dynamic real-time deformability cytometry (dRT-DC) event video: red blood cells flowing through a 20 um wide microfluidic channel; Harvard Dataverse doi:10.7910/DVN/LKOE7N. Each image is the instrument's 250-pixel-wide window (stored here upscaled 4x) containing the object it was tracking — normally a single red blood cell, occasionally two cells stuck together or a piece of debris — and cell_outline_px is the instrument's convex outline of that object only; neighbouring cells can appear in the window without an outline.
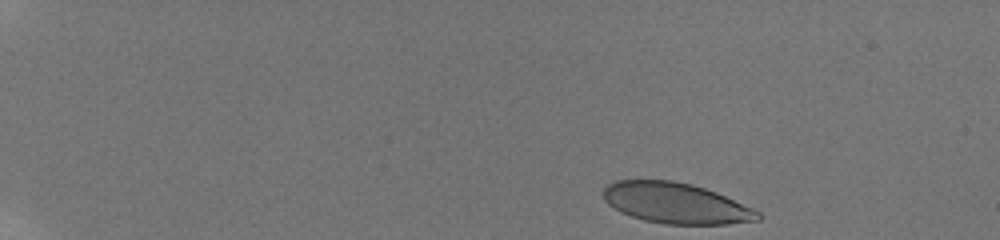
{"species": "human", "species_latin": "Homo sapiens", "temperature_condition": "room temperature", "stored_images_in_passage": 69, "camera_frame_rate_fps": 3000, "um_per_image_px": 0.085, "donor": {"sex": "male"}, "frame": {"image": 1, "passage_image": 1, "time_ms": 0.0, "image_size_px": [1000, 240], "cell_outline_px": [[764, 216], [760, 220], [728, 224], [664, 224], [644, 220], [620, 212], [608, 204], [604, 200], [604, 188], [608, 184], [616, 180], [672, 180], [692, 184], [716, 192], [752, 208], [760, 212]], "centroid_in_image_um": [57.46, 17.27], "position_along_channel_um": 27.5, "area_um2": 36.65}}
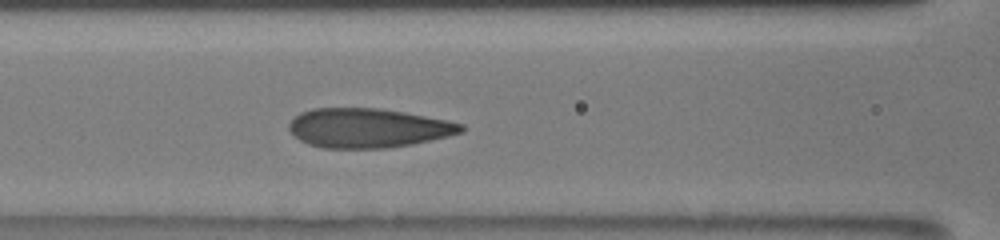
{"frame": {"image": 2, "passage_image": 32, "time_ms": 6.333, "image_size_px": [1000, 240], "cell_outline_px": [[464, 132], [448, 136], [412, 144], [384, 148], [324, 148], [308, 144], [300, 140], [288, 128], [288, 124], [300, 112], [312, 108], [380, 108], [404, 112], [448, 120], [464, 124]], "centroid_in_image_um": [31.3, 10.87], "position_along_channel_um": 135.3, "area_um2": 39.42}}
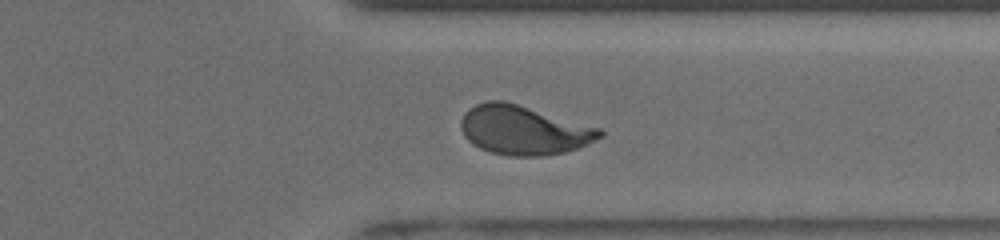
{"frame": {"image": 3, "passage_image": 57, "time_ms": 12.333, "image_size_px": [1000, 240], "cell_outline_px": [[604, 136], [576, 148], [564, 152], [544, 156], [512, 156], [492, 152], [480, 148], [472, 144], [464, 136], [460, 128], [460, 120], [464, 112], [468, 108], [476, 104], [488, 100], [504, 100], [600, 128], [604, 132]], "centroid_in_image_um": [44.47, 11.05], "position_along_channel_um": 366.9, "area_um2": 39.77}, "authors_computed_cell_mechanics": {"area_um2": 38.8994, "velocity_mm_per_s": 3.8648, "shape_relaxation_time_tau1_ms": 6.102, "shape_relaxation_time_tau2_ms": null, "deformation_change_tau1": 0.2295, "deformation_change_tau2": null}}